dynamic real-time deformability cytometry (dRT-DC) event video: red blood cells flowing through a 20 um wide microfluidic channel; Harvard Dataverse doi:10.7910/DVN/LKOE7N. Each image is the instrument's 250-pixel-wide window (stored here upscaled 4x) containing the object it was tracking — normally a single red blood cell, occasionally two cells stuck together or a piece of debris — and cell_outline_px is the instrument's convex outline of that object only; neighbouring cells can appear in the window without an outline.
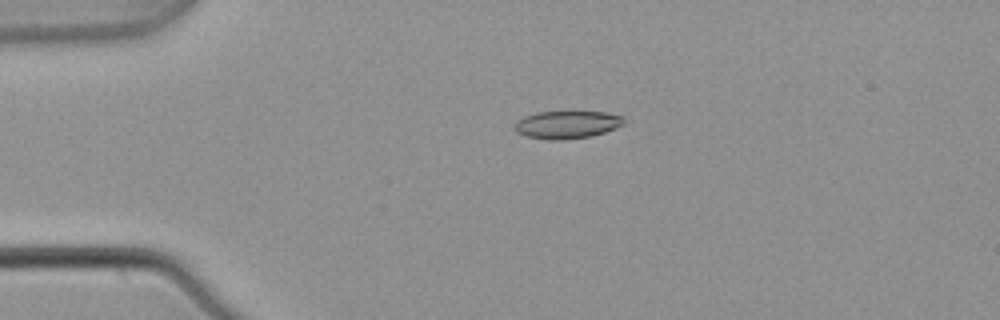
{"species": "common noctule bat (a hibernating species)", "species_latin": "Nyctalus noctula", "temperature_condition": "warm", "stored_images_in_passage": 2, "camera_frame_rate_fps": 3000, "um_per_image_px": 0.085, "animal": {"sex": "male", "body_mass_g": 21.5, "forearm_length_mm": 52.0}, "frame": {"image": 1, "passage_image": 1, "time_ms": 0.0, "image_size_px": [1000, 320], "cell_outline_px": [[624, 124], [616, 128], [592, 136], [564, 140], [548, 140], [524, 136], [516, 132], [516, 120], [524, 116], [536, 112], [608, 112], [624, 116]], "centroid_in_image_um": [48.2, 10.6], "position_along_channel_um": 36.8, "area_um2": 17.8}}